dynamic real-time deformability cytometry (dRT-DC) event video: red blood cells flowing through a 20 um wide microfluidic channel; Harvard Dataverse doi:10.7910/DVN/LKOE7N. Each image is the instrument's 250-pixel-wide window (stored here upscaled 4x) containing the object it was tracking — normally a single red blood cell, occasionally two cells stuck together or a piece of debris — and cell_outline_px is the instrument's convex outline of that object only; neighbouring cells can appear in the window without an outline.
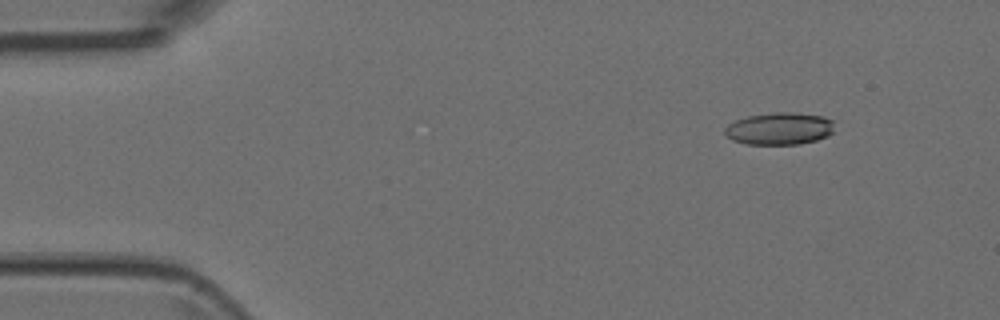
{"species": "Egyptian fruit bat (a non-hibernating species)", "species_latin": "Rousettus aegyptiacus", "temperature_condition": "room temperature", "stored_images_in_passage": 8, "camera_frame_rate_fps": 3000, "um_per_image_px": 0.085, "animal": {"sex": "female"}, "frame": {"image": 1, "passage_image": 2, "time_ms": 0.333, "image_size_px": [1000, 320], "cell_outline_px": [[832, 132], [828, 136], [816, 140], [800, 144], [748, 144], [732, 140], [724, 132], [724, 128], [728, 124], [736, 120], [748, 116], [776, 112], [796, 112], [824, 116], [832, 120]], "centroid_in_image_um": [66.25, 10.93], "position_along_channel_um": 18.7, "area_um2": 20.58}}
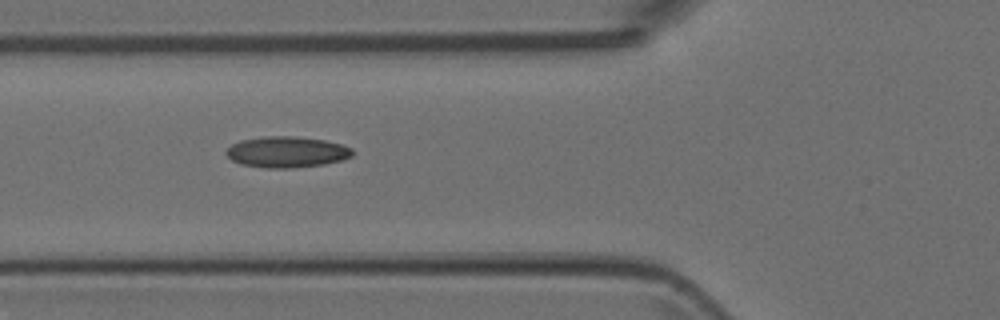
{"frame": {"image": 2, "passage_image": 5, "time_ms": 1.333, "image_size_px": [1000, 320], "cell_outline_px": [[352, 156], [340, 160], [324, 164], [288, 168], [264, 168], [240, 164], [232, 160], [224, 152], [232, 144], [240, 140], [264, 136], [296, 136], [324, 140], [340, 144], [352, 148]], "centroid_in_image_um": [24.34, 12.91], "position_along_channel_um": 101.5, "area_um2": 22.77}}
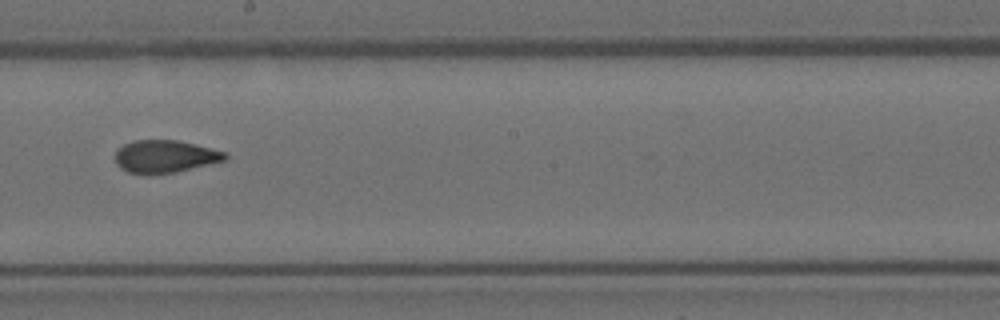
{"frame": {"image": 3, "passage_image": 8, "time_ms": 2.333, "image_size_px": [1000, 320], "cell_outline_px": [[228, 156], [224, 160], [176, 172], [152, 176], [144, 176], [128, 172], [120, 168], [116, 164], [116, 148], [124, 144], [136, 140], [176, 140], [196, 144], [228, 152]], "centroid_in_image_um": [13.99, 13.32], "position_along_channel_um": 234.2, "area_um2": 21.27}}